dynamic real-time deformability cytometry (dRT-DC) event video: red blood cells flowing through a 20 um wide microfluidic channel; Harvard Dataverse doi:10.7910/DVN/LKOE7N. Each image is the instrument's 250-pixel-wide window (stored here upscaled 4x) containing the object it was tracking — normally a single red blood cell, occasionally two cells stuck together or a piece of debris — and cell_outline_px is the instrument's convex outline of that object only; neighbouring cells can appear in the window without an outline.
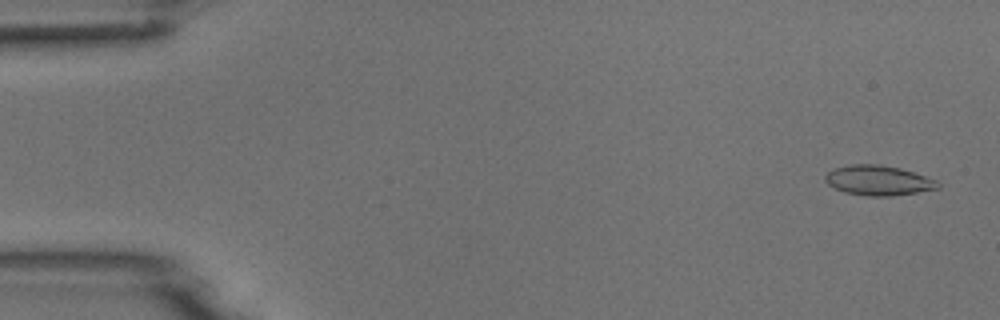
{"species": "common noctule bat (a hibernating species)", "species_latin": "Nyctalus noctula", "temperature_condition": "room temperature", "stored_images_in_passage": 53, "camera_frame_rate_fps": 3000, "um_per_image_px": 0.085, "animal": {"sex": "male", "body_mass_g": 18.8}, "frame": {"image": 1, "passage_image": 2, "time_ms": 0.333, "image_size_px": [1000, 320], "cell_outline_px": [[940, 188], [892, 196], [868, 196], [844, 192], [828, 184], [824, 180], [824, 176], [828, 172], [836, 168], [852, 164], [876, 164], [900, 168], [936, 180], [940, 184]], "centroid_in_image_um": [74.65, 15.34], "position_along_channel_um": 10.4, "area_um2": 19.42}}
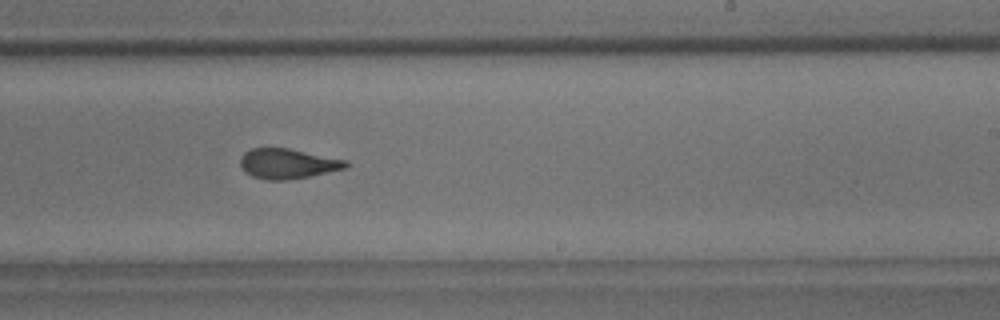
{"frame": {"image": 2, "passage_image": 32, "time_ms": 10.333, "image_size_px": [1000, 320], "cell_outline_px": [[352, 164], [348, 168], [288, 180], [268, 180], [252, 176], [244, 172], [240, 164], [240, 156], [244, 152], [252, 148], [288, 148], [348, 160]], "centroid_in_image_um": [24.47, 13.91], "position_along_channel_um": 264.5, "area_um2": 18.67}}
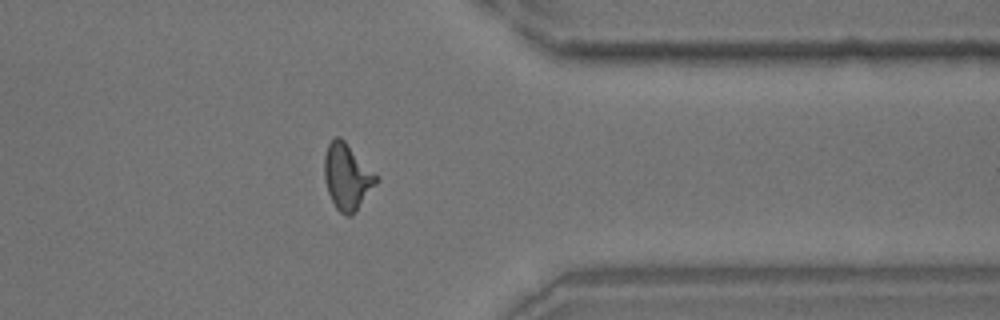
{"frame": {"image": 3, "passage_image": 42, "time_ms": 13.667, "image_size_px": [1000, 320], "cell_outline_px": [[380, 180], [356, 212], [352, 216], [344, 216], [336, 208], [328, 192], [324, 180], [324, 156], [328, 144], [336, 136], [340, 136], [380, 176]], "centroid_in_image_um": [29.54, 15.03], "position_along_channel_um": 381.9, "area_um2": 20.4}}